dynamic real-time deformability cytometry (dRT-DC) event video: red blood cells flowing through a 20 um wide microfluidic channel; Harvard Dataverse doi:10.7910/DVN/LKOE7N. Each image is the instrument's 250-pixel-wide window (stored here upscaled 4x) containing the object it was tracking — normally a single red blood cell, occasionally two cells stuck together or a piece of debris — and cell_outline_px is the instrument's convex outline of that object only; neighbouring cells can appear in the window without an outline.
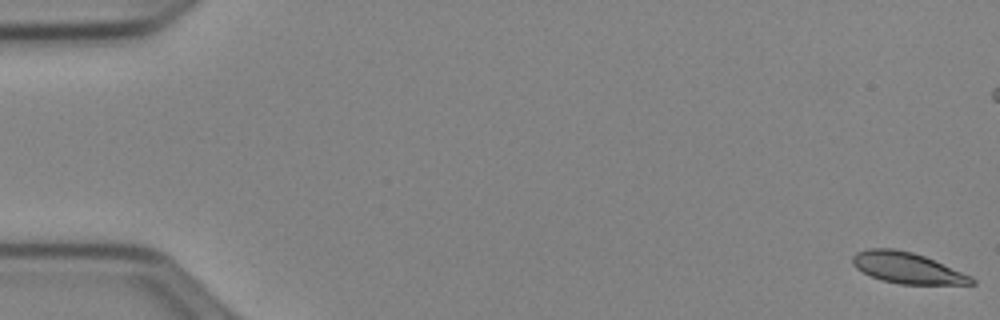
{"species": "Egyptian fruit bat (a non-hibernating species)", "species_latin": "Rousettus aegyptiacus", "temperature_condition": "cold", "stored_images_in_passage": 54, "camera_frame_rate_fps": 3000, "um_per_image_px": 0.085, "animal": {"sex": "female"}, "frame": {"image": 1, "passage_image": 1, "time_ms": 0.0, "image_size_px": [1000, 320], "cell_outline_px": [[976, 284], [900, 284], [880, 280], [856, 268], [852, 264], [852, 256], [856, 252], [868, 248], [896, 248], [912, 252], [924, 256], [972, 276], [976, 280]], "centroid_in_image_um": [77.1, 22.76], "position_along_channel_um": 7.9, "area_um2": 21.5}}
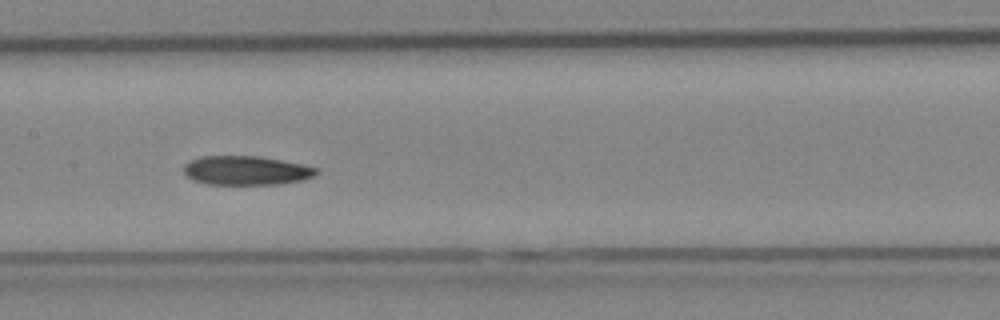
{"frame": {"image": 2, "passage_image": 27, "time_ms": 8.667, "image_size_px": [1000, 320], "cell_outline_px": [[320, 172], [312, 176], [300, 180], [280, 184], [208, 184], [192, 180], [184, 176], [184, 164], [200, 156], [256, 156], [280, 160], [320, 168]], "centroid_in_image_um": [20.89, 14.49], "position_along_channel_um": 186.5, "area_um2": 22.43}}
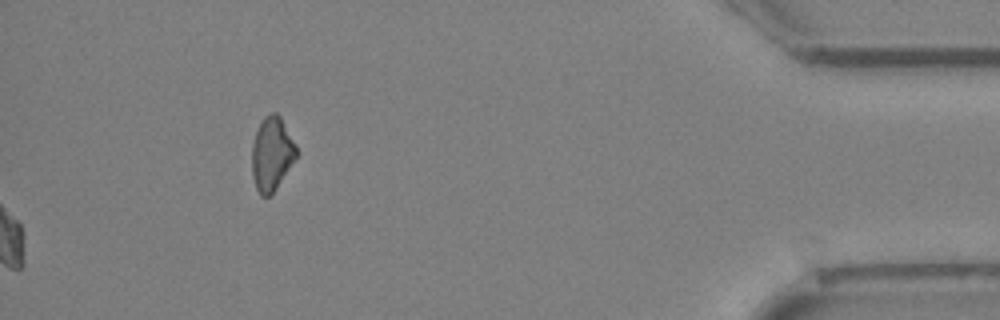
{"frame": {"image": 3, "passage_image": 54, "time_ms": 17.667, "image_size_px": [1000, 320], "cell_outline_px": [[300, 152], [276, 188], [268, 196], [260, 196], [256, 188], [252, 176], [252, 144], [256, 132], [264, 116], [268, 112], [276, 112], [280, 116], [296, 144]], "centroid_in_image_um": [23.11, 13.05], "position_along_channel_um": 412.1, "area_um2": 19.19}, "authors_computed_cell_mechanics": {"area_um2": 22.4842, "velocity_mm_per_s": 3.9139, "shape_relaxation_time_tau1_ms": 9.7623, "shape_relaxation_time_tau2_ms": null, "deformation_change_tau1": 0.1545, "deformation_change_tau2": null}}